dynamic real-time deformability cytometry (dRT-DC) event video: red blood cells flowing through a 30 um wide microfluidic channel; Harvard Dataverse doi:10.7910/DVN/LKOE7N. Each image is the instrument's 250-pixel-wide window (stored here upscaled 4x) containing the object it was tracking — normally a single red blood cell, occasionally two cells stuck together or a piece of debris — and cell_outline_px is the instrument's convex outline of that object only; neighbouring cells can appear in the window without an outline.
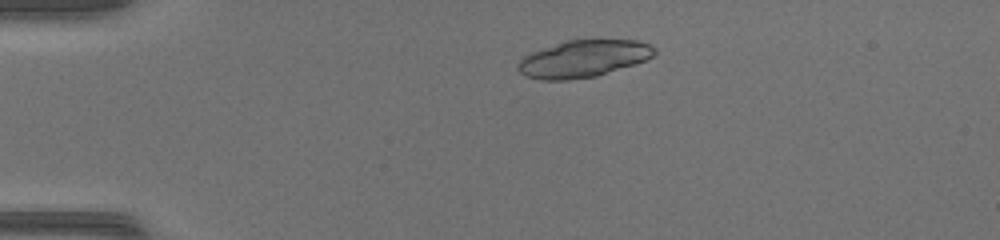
{"species": "common noctule bat (a hibernating species)", "species_latin": "Nyctalus noctula", "temperature_condition": "warm", "stored_images_in_passage": 44, "camera_frame_rate_fps": 3000, "um_per_image_px": 0.085, "animal": {"sex": "female", "body_mass_g": 17.0, "forearm_length_mm": 48.0}, "frame": {"image": 1, "passage_image": 7, "time_ms": 2.0, "image_size_px": [1000, 240], "cell_outline_px": [[656, 52], [652, 56], [644, 60], [596, 76], [568, 80], [540, 80], [528, 76], [520, 72], [516, 68], [516, 64], [524, 56], [532, 52], [564, 40], [636, 40], [648, 44], [656, 48]], "centroid_in_image_um": [49.54, 4.99], "position_along_channel_um": 35.5, "area_um2": 29.19}}